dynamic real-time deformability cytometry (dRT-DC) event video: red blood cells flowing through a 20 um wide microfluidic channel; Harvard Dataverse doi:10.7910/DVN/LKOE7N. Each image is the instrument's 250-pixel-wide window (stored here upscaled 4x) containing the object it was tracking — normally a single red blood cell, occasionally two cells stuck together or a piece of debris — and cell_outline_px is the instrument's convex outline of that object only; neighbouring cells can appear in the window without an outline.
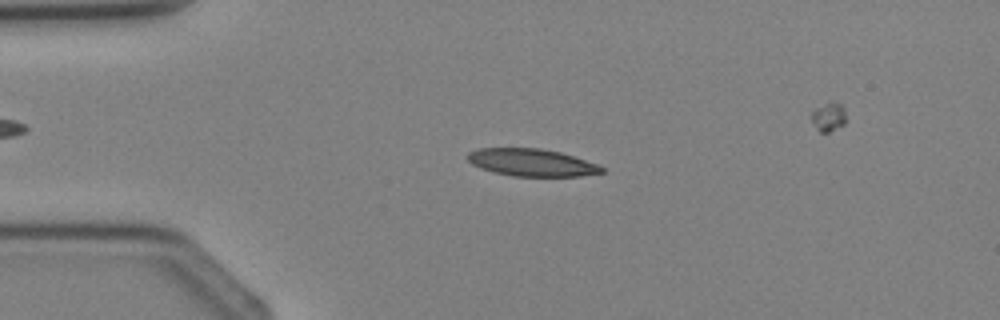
{"species": "Egyptian fruit bat (a non-hibernating species)", "species_latin": "Rousettus aegyptiacus", "temperature_condition": "cold", "stored_images_in_passage": 4, "camera_frame_rate_fps": 3000, "um_per_image_px": 0.085, "animal": {"sex": "female"}, "frame": {"image": 1, "passage_image": 2, "time_ms": 1.0, "image_size_px": [1000, 320], "cell_outline_px": [[604, 172], [580, 176], [512, 176], [480, 168], [472, 164], [464, 156], [468, 152], [476, 148], [540, 148], [560, 152], [596, 164], [604, 168]], "centroid_in_image_um": [45.13, 13.8], "position_along_channel_um": 39.9, "area_um2": 21.33}}